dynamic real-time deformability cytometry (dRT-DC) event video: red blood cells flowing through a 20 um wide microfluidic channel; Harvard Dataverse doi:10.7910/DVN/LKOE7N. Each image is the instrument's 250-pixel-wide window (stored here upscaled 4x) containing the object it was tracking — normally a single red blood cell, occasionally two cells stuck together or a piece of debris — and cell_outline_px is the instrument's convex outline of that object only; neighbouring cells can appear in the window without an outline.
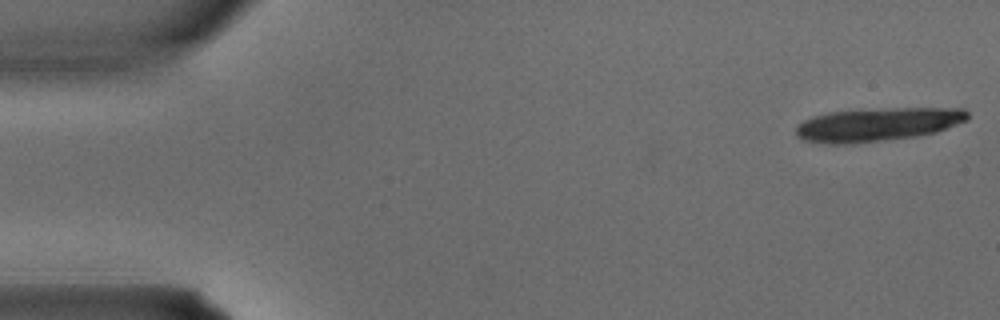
{"species": "common noctule bat (a hibernating species)", "species_latin": "Nyctalus noctula", "temperature_condition": "warm", "stored_images_in_passage": 3, "camera_frame_rate_fps": 3000, "um_per_image_px": 0.085, "animal": {"sex": "male", "body_mass_g": 15.6}, "frame": {"image": 1, "passage_image": 1, "time_ms": 0.0, "image_size_px": [1000, 320], "cell_outline_px": [[968, 120], [936, 132], [916, 136], [852, 144], [828, 144], [804, 140], [796, 136], [796, 124], [812, 116], [828, 112], [884, 108], [964, 108], [968, 112]], "centroid_in_image_um": [74.57, 10.58], "position_along_channel_um": 10.4, "area_um2": 33.64}}